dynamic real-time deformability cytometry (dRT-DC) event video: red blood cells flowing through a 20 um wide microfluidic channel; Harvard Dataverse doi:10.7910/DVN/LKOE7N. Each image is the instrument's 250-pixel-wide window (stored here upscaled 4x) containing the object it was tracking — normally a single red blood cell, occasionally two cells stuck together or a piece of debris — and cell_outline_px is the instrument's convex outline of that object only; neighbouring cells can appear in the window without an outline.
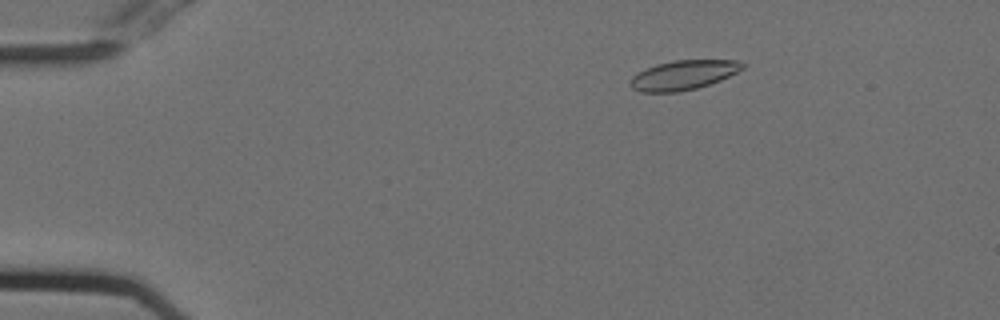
{"species": "Egyptian fruit bat (a non-hibernating species)", "species_latin": "Rousettus aegyptiacus", "temperature_condition": "cold", "stored_images_in_passage": 57, "camera_frame_rate_fps": 3000, "um_per_image_px": 0.085, "animal": {"sex": "female"}, "frame": {"image": 1, "passage_image": 10, "time_ms": 3.0, "image_size_px": [1000, 320], "cell_outline_px": [[744, 68], [720, 80], [696, 88], [680, 92], [640, 92], [632, 88], [628, 84], [632, 76], [656, 64], [676, 60], [736, 60], [744, 64]], "centroid_in_image_um": [58.06, 6.38], "position_along_channel_um": 26.9, "area_um2": 19.07}}
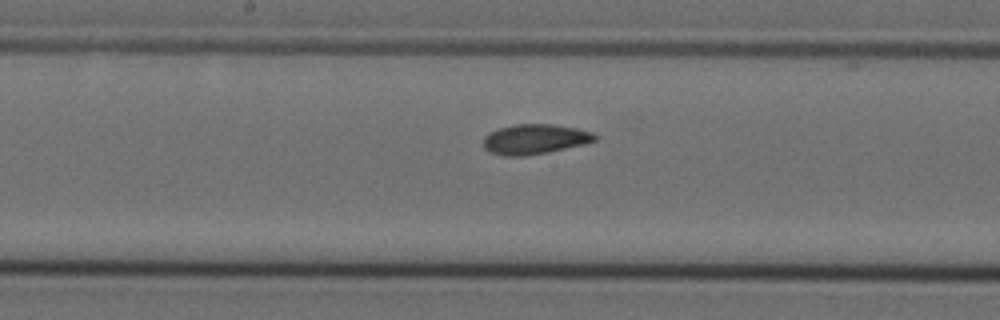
{"frame": {"image": 2, "passage_image": 30, "time_ms": 9.667, "image_size_px": [1000, 320], "cell_outline_px": [[596, 140], [584, 144], [548, 152], [524, 156], [504, 156], [488, 152], [484, 148], [484, 136], [488, 132], [512, 124], [552, 124], [576, 128], [592, 132], [596, 136]], "centroid_in_image_um": [45.41, 11.83], "position_along_channel_um": 202.8, "area_um2": 19.54}}
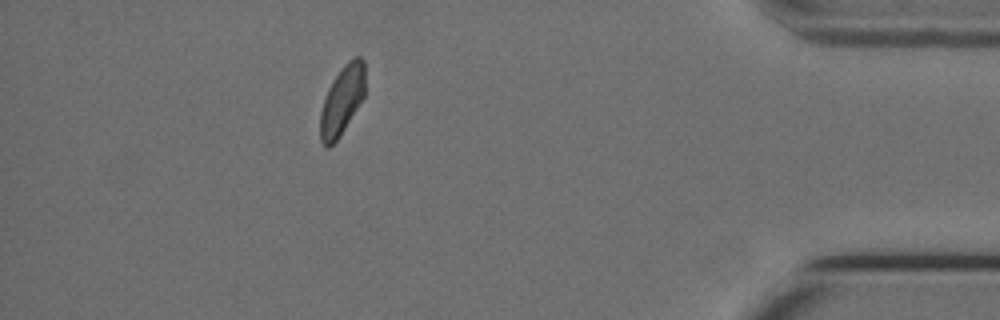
{"frame": {"image": 3, "passage_image": 50, "time_ms": 16.333, "image_size_px": [1000, 320], "cell_outline_px": [[364, 96], [340, 136], [328, 148], [320, 140], [320, 112], [328, 88], [344, 64], [352, 56], [360, 56], [364, 60]], "centroid_in_image_um": [29.07, 8.51], "position_along_channel_um": 406.1, "area_um2": 17.8}, "authors_computed_cell_mechanics": {"area_um2": 19.4786, "velocity_mm_per_s": 3.7154, "shape_relaxation_time_tau1_ms": 10.4175, "shape_relaxation_time_tau2_ms": 3.0324, "deformation_change_tau1": 0.1598, "deformation_change_tau2": 0.0776}}